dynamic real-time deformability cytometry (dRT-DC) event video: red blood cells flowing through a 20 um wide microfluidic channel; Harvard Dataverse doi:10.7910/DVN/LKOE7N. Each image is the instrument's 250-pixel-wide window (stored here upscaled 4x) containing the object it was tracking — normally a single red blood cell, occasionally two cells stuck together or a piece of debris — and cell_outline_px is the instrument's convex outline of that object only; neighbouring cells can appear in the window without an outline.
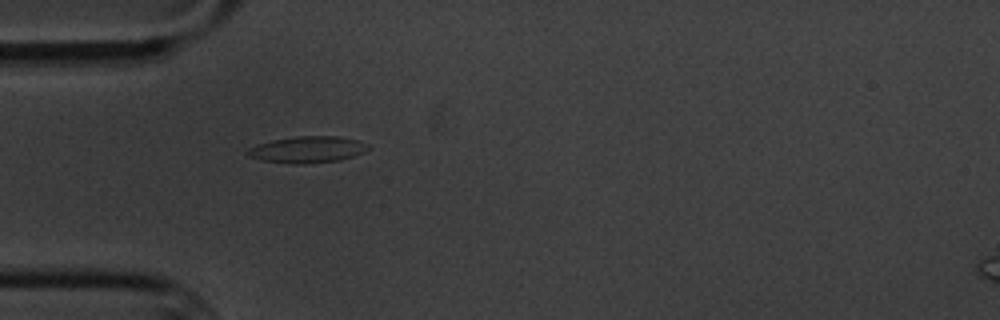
{"species": "common noctule bat (a hibernating species)", "species_latin": "Nyctalus noctula", "temperature_condition": "cold", "stored_images_in_passage": 4, "camera_frame_rate_fps": 3000, "um_per_image_px": 0.085, "animal": {"sex": "male", "body_mass_g": 20.1, "forearm_length_mm": 53.5}, "frame": {"image": 1, "passage_image": 4, "time_ms": 4.333, "image_size_px": [1000, 320], "cell_outline_px": [[372, 148], [364, 152], [340, 160], [304, 164], [292, 164], [264, 160], [248, 156], [244, 152], [248, 148], [256, 144], [272, 140], [296, 136], [340, 136], [356, 140], [368, 144]], "centroid_in_image_um": [26.13, 12.71], "position_along_channel_um": 58.9, "area_um2": 18.73}}